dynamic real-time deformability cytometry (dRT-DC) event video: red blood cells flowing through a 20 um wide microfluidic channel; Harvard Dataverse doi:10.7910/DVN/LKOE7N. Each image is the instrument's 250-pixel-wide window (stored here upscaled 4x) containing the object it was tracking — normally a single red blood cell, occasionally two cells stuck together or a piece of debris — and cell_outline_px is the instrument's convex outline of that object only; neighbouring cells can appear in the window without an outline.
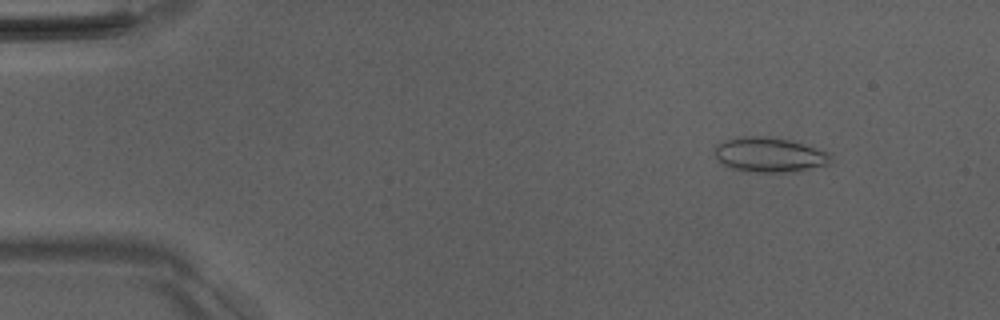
{"species": "Egyptian fruit bat (a non-hibernating species)", "species_latin": "Rousettus aegyptiacus", "temperature_condition": "room temperature", "stored_images_in_passage": 51, "camera_frame_rate_fps": 3000, "um_per_image_px": 0.085, "animal": {"sex": "male"}, "frame": {"image": 1, "passage_image": 6, "time_ms": 1.667, "image_size_px": [1000, 320], "cell_outline_px": [[832, 160], [828, 164], [784, 172], [756, 172], [732, 168], [716, 160], [716, 144], [724, 140], [744, 136], [764, 136], [788, 140], [828, 152], [832, 156]], "centroid_in_image_um": [65.36, 13.14], "position_along_channel_um": 19.6, "area_um2": 22.95}}
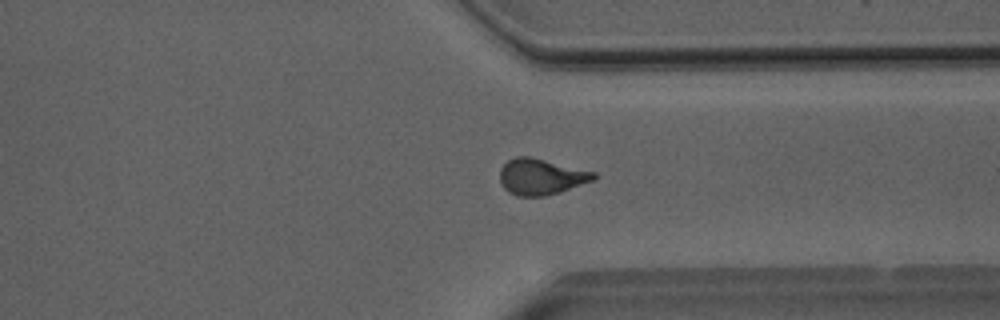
{"frame": {"image": 2, "passage_image": 39, "time_ms": 12.667, "image_size_px": [1000, 320], "cell_outline_px": [[596, 180], [560, 192], [544, 196], [516, 196], [508, 192], [504, 188], [500, 180], [500, 168], [508, 160], [516, 156], [528, 156], [596, 172]], "centroid_in_image_um": [46.0, 15.03], "position_along_channel_um": 365.4, "area_um2": 19.77}}
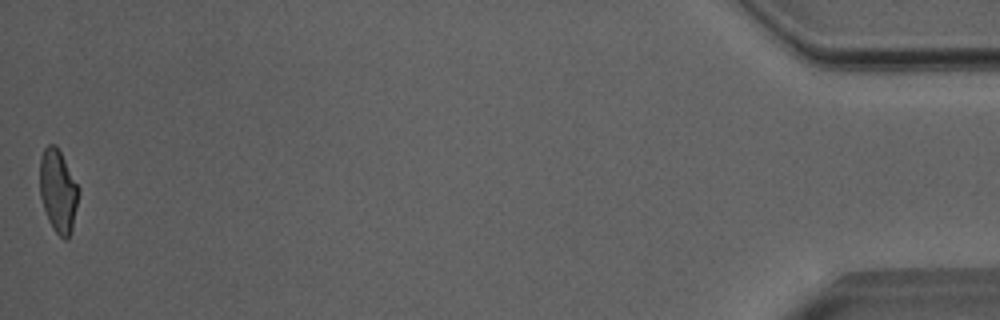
{"frame": {"image": 3, "passage_image": 51, "time_ms": 16.667, "image_size_px": [1000, 320], "cell_outline_px": [[80, 192], [72, 232], [68, 240], [64, 240], [52, 228], [48, 220], [40, 196], [40, 156], [44, 148], [48, 144], [56, 144], [80, 188]], "centroid_in_image_um": [4.96, 16.25], "position_along_channel_um": 430.2, "area_um2": 19.07}, "authors_computed_cell_mechanics": {"area_um2": 19.7676, "velocity_mm_per_s": 4.0398, "shape_relaxation_time_tau1_ms": 6.2307, "shape_relaxation_time_tau2_ms": 1.6322, "deformation_change_tau1": 0.1651, "deformation_change_tau2": 0.0795}}